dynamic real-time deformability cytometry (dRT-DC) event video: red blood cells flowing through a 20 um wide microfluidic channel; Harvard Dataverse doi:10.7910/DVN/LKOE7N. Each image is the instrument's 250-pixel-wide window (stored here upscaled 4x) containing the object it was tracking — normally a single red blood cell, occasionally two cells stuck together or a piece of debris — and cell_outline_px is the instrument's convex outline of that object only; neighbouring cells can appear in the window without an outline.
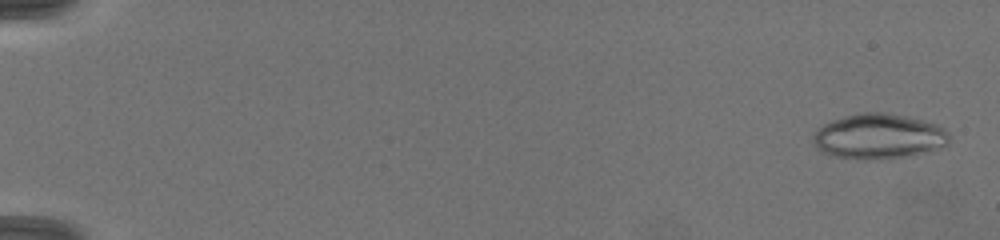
{"species": "common noctule bat (a hibernating species)", "species_latin": "Nyctalus noctula", "temperature_condition": "warm", "stored_images_in_passage": 23, "camera_frame_rate_fps": 3000, "um_per_image_px": 0.085, "animal": {"sex": "female", "body_mass_g": 19.5, "forearm_length_mm": 54.1}, "frame": {"image": 1, "passage_image": 1, "time_ms": 0.0, "image_size_px": [1000, 240], "cell_outline_px": [[948, 144], [904, 156], [836, 156], [824, 152], [816, 148], [812, 140], [816, 128], [832, 120], [860, 112], [888, 112], [924, 120], [936, 124], [944, 128], [948, 132]], "centroid_in_image_um": [74.66, 11.51], "position_along_channel_um": 10.3, "area_um2": 34.39}}
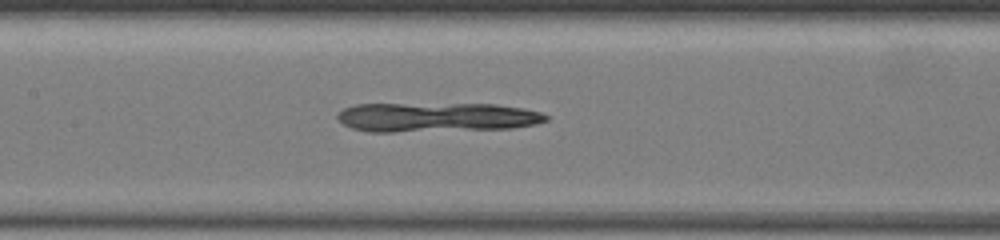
{"frame": {"image": 2, "passage_image": 19, "time_ms": 8.333, "image_size_px": [1000, 240], "cell_outline_px": [[548, 120], [536, 124], [512, 128], [396, 132], [368, 132], [352, 128], [344, 124], [336, 116], [336, 112], [344, 108], [356, 104], [496, 104], [524, 108], [540, 112], [548, 116]], "centroid_in_image_um": [37.09, 9.96], "position_along_channel_um": 170.3, "area_um2": 35.84}}
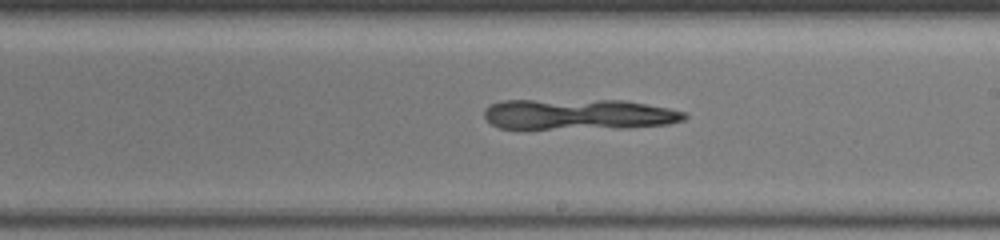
{"frame": {"image": 3, "passage_image": 23, "time_ms": 10.0, "image_size_px": [1000, 240], "cell_outline_px": [[688, 116], [684, 120], [668, 124], [628, 128], [500, 128], [492, 124], [484, 116], [484, 108], [492, 104], [504, 100], [624, 100], [668, 108], [684, 112]], "centroid_in_image_um": [49.2, 9.71], "position_along_channel_um": 239.8, "area_um2": 35.78}}